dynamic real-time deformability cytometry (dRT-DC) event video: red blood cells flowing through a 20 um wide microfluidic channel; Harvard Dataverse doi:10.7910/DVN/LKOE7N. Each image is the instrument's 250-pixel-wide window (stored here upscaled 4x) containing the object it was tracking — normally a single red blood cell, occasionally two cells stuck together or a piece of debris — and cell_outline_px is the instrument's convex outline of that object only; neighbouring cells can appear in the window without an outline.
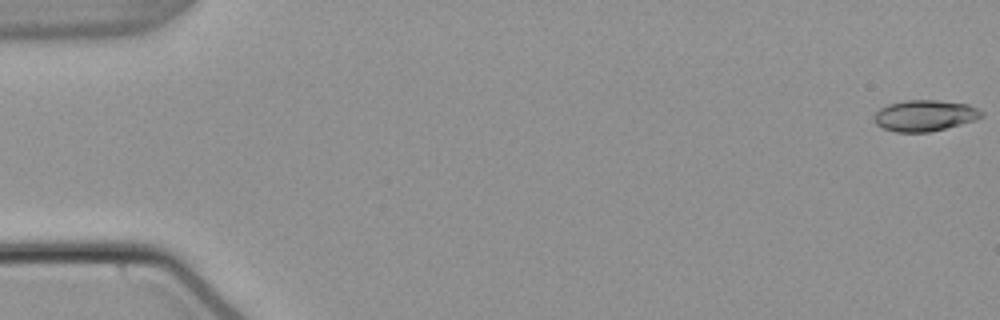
{"species": "common noctule bat (a hibernating species)", "species_latin": "Nyctalus noctula", "temperature_condition": "warm", "stored_images_in_passage": 54, "camera_frame_rate_fps": 3000, "um_per_image_px": 0.085, "animal": {"sex": "male", "body_mass_g": 21.5, "forearm_length_mm": 52.0}, "frame": {"image": 1, "passage_image": 1, "time_ms": 0.0, "image_size_px": [1000, 320], "cell_outline_px": [[984, 116], [960, 124], [928, 132], [896, 132], [884, 128], [876, 124], [872, 120], [872, 116], [880, 108], [888, 104], [904, 100], [936, 100], [968, 104], [984, 112]], "centroid_in_image_um": [78.56, 9.81], "position_along_channel_um": 6.4, "area_um2": 19.42}}
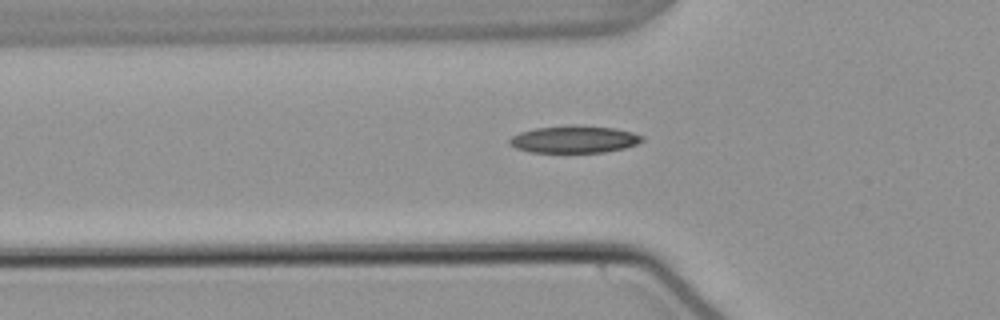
{"frame": {"image": 2, "passage_image": 19, "time_ms": 6.0, "image_size_px": [1000, 320], "cell_outline_px": [[644, 140], [636, 144], [624, 148], [604, 152], [532, 152], [516, 148], [508, 144], [508, 140], [512, 136], [520, 132], [536, 128], [572, 124], [580, 124], [612, 128], [632, 132], [644, 136]], "centroid_in_image_um": [48.8, 11.83], "position_along_channel_um": 77.0, "area_um2": 21.15}}
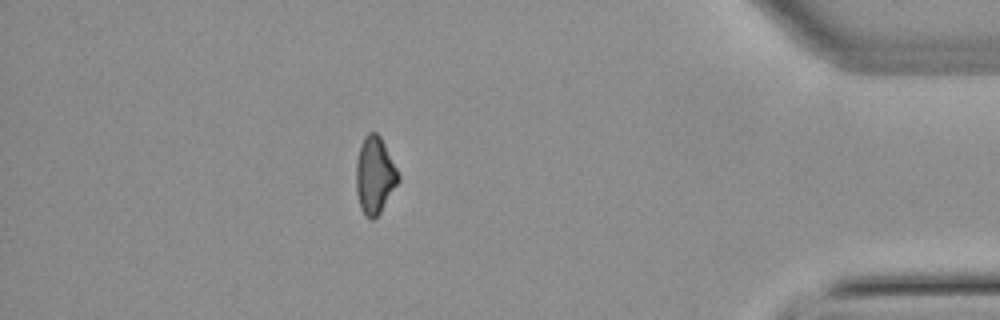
{"frame": {"image": 3, "passage_image": 48, "time_ms": 15.667, "image_size_px": [1000, 320], "cell_outline_px": [[400, 180], [380, 212], [372, 220], [364, 216], [360, 208], [356, 192], [356, 160], [360, 144], [364, 136], [368, 132], [376, 132], [380, 136], [400, 176]], "centroid_in_image_um": [31.83, 14.9], "position_along_channel_um": 403.4, "area_um2": 18.96}, "authors_computed_cell_mechanics": {"area_um2": 19.6809, "velocity_mm_per_s": 3.8163, "shape_relaxation_time_tau1_ms": null, "shape_relaxation_time_tau2_ms": 6.9547, "deformation_change_tau1": null, "deformation_change_tau2": 0.1349}}